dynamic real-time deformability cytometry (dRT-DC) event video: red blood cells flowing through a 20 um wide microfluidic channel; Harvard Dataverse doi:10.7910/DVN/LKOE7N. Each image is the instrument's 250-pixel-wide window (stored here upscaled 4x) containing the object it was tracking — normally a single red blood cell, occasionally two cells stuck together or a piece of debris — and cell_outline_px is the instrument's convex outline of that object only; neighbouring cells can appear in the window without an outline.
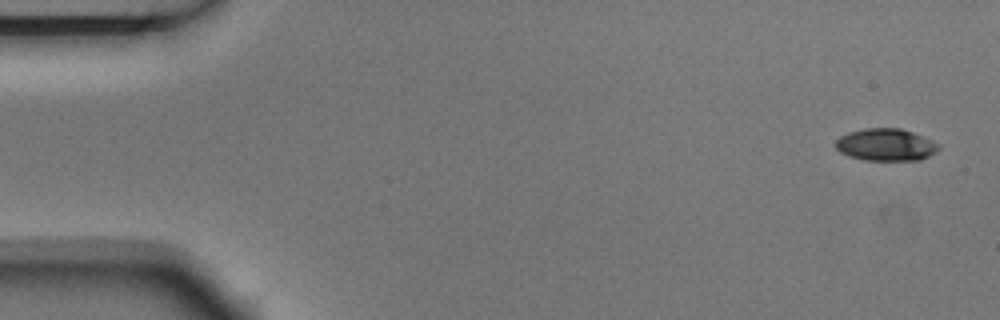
{"species": "Egyptian fruit bat (a non-hibernating species)", "species_latin": "Rousettus aegyptiacus", "temperature_condition": "room temperature", "stored_images_in_passage": 5, "camera_frame_rate_fps": 3000, "um_per_image_px": 0.085, "animal": {"sex": "male"}, "frame": {"image": 1, "passage_image": 1, "time_ms": 0.0, "image_size_px": [1000, 320], "cell_outline_px": [[940, 148], [936, 152], [920, 160], [868, 160], [848, 156], [840, 152], [836, 148], [836, 140], [840, 136], [848, 132], [864, 128], [900, 128], [924, 136], [940, 144]], "centroid_in_image_um": [75.31, 12.3], "position_along_channel_um": 9.7, "area_um2": 19.42}}